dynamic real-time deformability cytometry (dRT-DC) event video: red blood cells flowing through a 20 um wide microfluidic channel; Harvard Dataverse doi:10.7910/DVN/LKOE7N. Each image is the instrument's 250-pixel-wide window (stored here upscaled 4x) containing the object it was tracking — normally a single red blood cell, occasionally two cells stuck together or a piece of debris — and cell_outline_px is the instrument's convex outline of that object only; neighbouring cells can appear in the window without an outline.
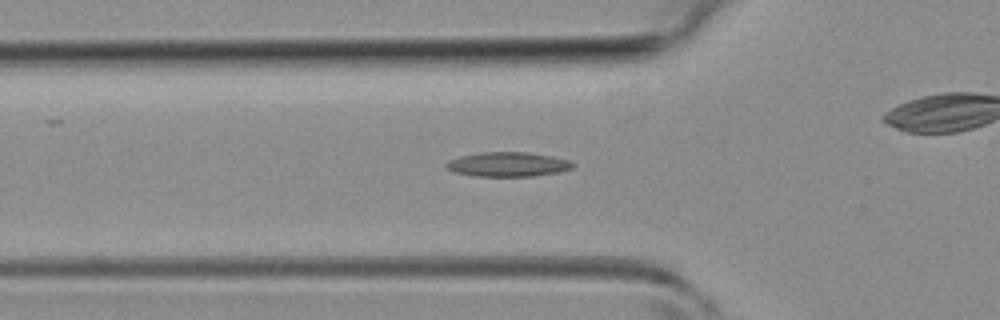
{"species": "common noctule bat (a hibernating species)", "species_latin": "Nyctalus noctula", "temperature_condition": "room temperature", "stored_images_in_passage": 35, "camera_frame_rate_fps": 3000, "um_per_image_px": 0.085, "animal": {"sex": "female", "body_mass_g": 19.3, "forearm_length_mm": 54.1}, "frame": {"image": 1, "passage_image": 5, "time_ms": 1.333, "image_size_px": [1000, 320], "cell_outline_px": [[576, 164], [572, 168], [560, 172], [532, 176], [476, 176], [456, 172], [448, 168], [444, 164], [448, 160], [460, 156], [480, 152], [528, 152], [552, 156], [568, 160]], "centroid_in_image_um": [43.19, 13.96], "position_along_channel_um": 82.6, "area_um2": 18.03}}
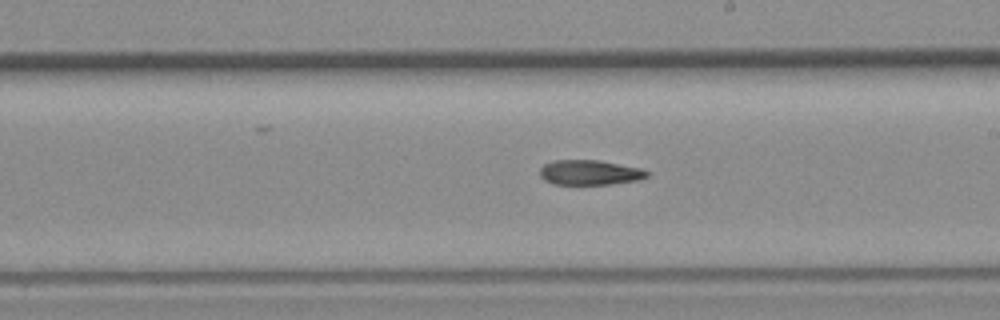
{"frame": {"image": 2, "passage_image": 15, "time_ms": 4.667, "image_size_px": [1000, 320], "cell_outline_px": [[648, 176], [640, 180], [612, 184], [552, 184], [544, 180], [540, 176], [540, 168], [544, 164], [552, 160], [600, 160], [640, 168], [648, 172]], "centroid_in_image_um": [50.11, 14.66], "position_along_channel_um": 238.9, "area_um2": 15.66}}
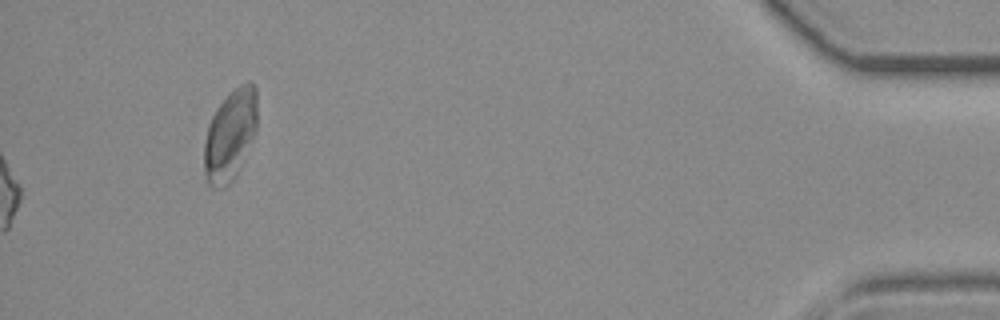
{"frame": {"image": 3, "passage_image": 35, "time_ms": 11.333, "image_size_px": [1000, 320], "cell_outline_px": [[256, 132], [240, 168], [236, 176], [224, 188], [212, 188], [208, 184], [204, 172], [204, 144], [208, 124], [216, 108], [240, 84], [248, 80], [252, 80], [256, 88]], "centroid_in_image_um": [19.56, 11.51], "position_along_channel_um": 415.6, "area_um2": 28.21}}